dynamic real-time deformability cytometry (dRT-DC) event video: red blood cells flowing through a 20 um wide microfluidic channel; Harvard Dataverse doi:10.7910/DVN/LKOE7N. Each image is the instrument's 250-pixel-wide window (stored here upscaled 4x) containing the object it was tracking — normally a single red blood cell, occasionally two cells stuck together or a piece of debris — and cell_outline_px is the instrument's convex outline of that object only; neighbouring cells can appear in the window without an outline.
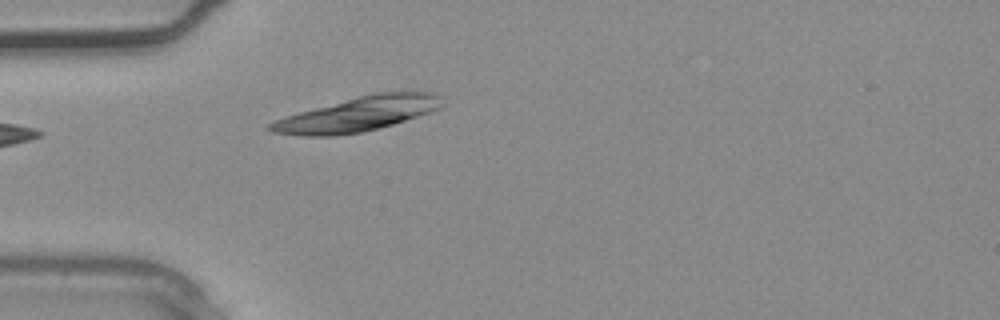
{"species": "common noctule bat (a hibernating species)", "species_latin": "Nyctalus noctula", "temperature_condition": "warm", "stored_images_in_passage": 3, "camera_frame_rate_fps": 3000, "um_per_image_px": 0.085, "animal": {"sex": "male", "body_mass_g": 20.4}, "frame": {"image": 1, "passage_image": 3, "time_ms": 0.667, "image_size_px": [1000, 320], "cell_outline_px": [[444, 104], [440, 108], [392, 124], [360, 132], [332, 136], [300, 136], [272, 132], [264, 128], [268, 124], [276, 120], [300, 112], [360, 96], [376, 92], [432, 92], [440, 96]], "centroid_in_image_um": [30.39, 9.71], "position_along_channel_um": 54.6, "area_um2": 33.76}}